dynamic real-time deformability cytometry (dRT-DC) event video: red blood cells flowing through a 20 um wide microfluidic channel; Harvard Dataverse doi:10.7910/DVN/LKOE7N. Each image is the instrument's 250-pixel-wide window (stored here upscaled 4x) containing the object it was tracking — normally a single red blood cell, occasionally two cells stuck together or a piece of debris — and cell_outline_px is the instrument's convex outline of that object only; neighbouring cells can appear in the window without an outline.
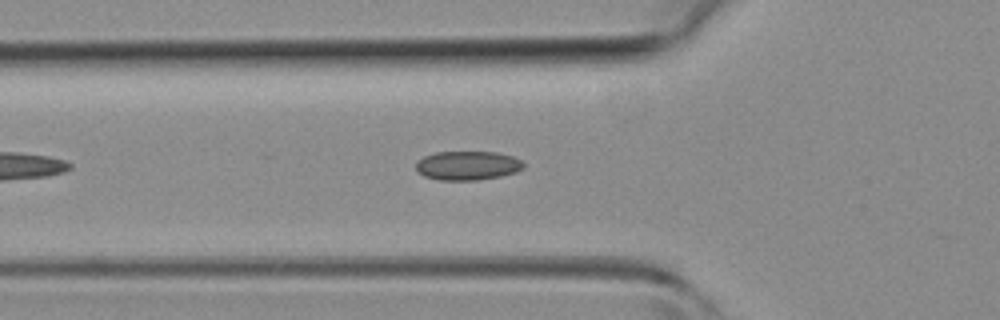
{"species": "common noctule bat (a hibernating species)", "species_latin": "Nyctalus noctula", "temperature_condition": "room temperature", "stored_images_in_passage": 10, "camera_frame_rate_fps": 3000, "um_per_image_px": 0.085, "animal": {"sex": "female", "body_mass_g": 19.3, "forearm_length_mm": 54.1}, "frame": {"image": 1, "passage_image": 7, "time_ms": 2.0, "image_size_px": [1000, 320], "cell_outline_px": [[524, 168], [516, 172], [500, 176], [480, 180], [440, 180], [424, 176], [416, 172], [416, 160], [424, 156], [436, 152], [496, 152], [512, 156], [520, 160], [524, 164]], "centroid_in_image_um": [39.71, 14.07], "position_along_channel_um": 86.1, "area_um2": 18.32}}